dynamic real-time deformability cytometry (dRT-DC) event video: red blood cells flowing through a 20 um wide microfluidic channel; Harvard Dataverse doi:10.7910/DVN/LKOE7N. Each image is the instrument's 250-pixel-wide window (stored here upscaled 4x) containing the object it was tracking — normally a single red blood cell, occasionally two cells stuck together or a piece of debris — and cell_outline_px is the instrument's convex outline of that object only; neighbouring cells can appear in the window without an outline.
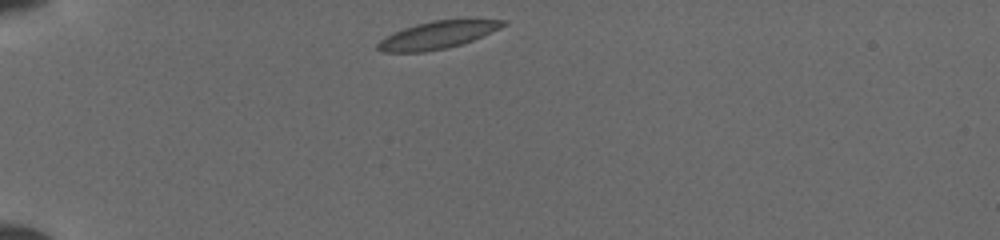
{"species": "common noctule bat (a hibernating species)", "species_latin": "Nyctalus noctula", "temperature_condition": "cold", "stored_images_in_passage": 9, "camera_frame_rate_fps": 3000, "um_per_image_px": 0.085, "animal": {"sex": "female", "body_mass_g": 19.5, "forearm_length_mm": 54.1}, "frame": {"image": 1, "passage_image": 1, "time_ms": 0.0, "image_size_px": [1000, 240], "cell_outline_px": [[508, 24], [500, 28], [472, 40], [448, 48], [424, 52], [384, 52], [376, 48], [376, 44], [380, 40], [404, 28], [416, 24], [432, 20], [472, 16], [508, 20]], "centroid_in_image_um": [37.33, 2.91], "position_along_channel_um": 47.7, "area_um2": 20.81}}
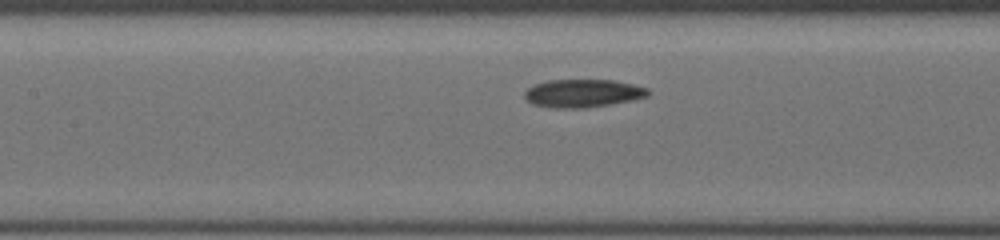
{"frame": {"image": 2, "passage_image": 6, "time_ms": 3.667, "image_size_px": [1000, 240], "cell_outline_px": [[648, 96], [632, 100], [584, 108], [556, 108], [532, 104], [524, 96], [524, 92], [532, 84], [548, 80], [612, 80], [632, 84], [648, 88]], "centroid_in_image_um": [49.5, 7.92], "position_along_channel_um": 157.9, "area_um2": 20.06}}
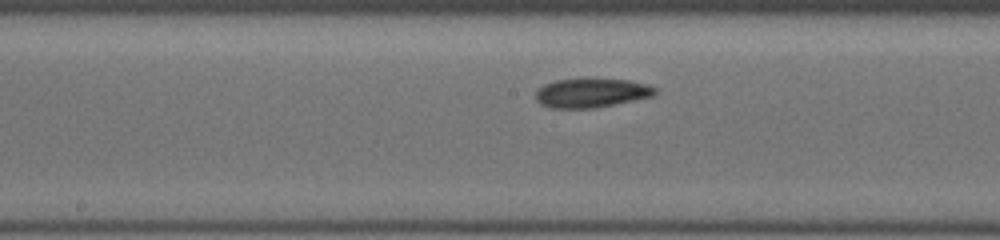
{"frame": {"image": 3, "passage_image": 8, "time_ms": 4.667, "image_size_px": [1000, 240], "cell_outline_px": [[656, 92], [652, 96], [612, 104], [588, 108], [552, 108], [540, 104], [536, 100], [536, 88], [544, 84], [556, 80], [588, 76], [592, 76], [628, 80], [648, 84], [656, 88]], "centroid_in_image_um": [50.22, 7.84], "position_along_channel_um": 198.0, "area_um2": 20.81}}